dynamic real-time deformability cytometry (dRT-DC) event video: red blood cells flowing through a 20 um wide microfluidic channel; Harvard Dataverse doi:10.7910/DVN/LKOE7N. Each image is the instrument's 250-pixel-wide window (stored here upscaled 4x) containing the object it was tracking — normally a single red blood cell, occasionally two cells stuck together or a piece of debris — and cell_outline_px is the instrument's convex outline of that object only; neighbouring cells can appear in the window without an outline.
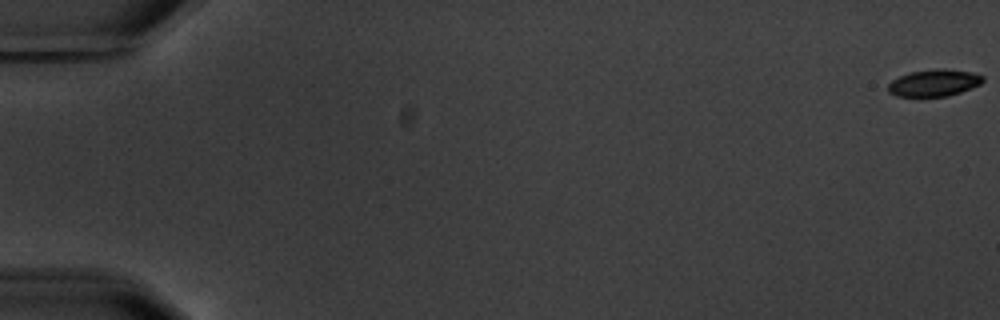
{"species": "common noctule bat (a hibernating species)", "species_latin": "Nyctalus noctula", "temperature_condition": "warm", "stored_images_in_passage": 8, "camera_frame_rate_fps": 3000, "um_per_image_px": 0.085, "animal": {"sex": "male", "body_mass_g": 20.1, "forearm_length_mm": 53.5}, "frame": {"image": 1, "passage_image": 1, "time_ms": 0.0, "image_size_px": [1000, 320], "cell_outline_px": [[984, 80], [980, 84], [972, 88], [948, 96], [896, 96], [888, 92], [888, 84], [892, 80], [900, 76], [912, 72], [936, 68], [944, 68], [972, 72], [984, 76]], "centroid_in_image_um": [79.41, 7.04], "position_along_channel_um": 5.6, "area_um2": 14.85}}
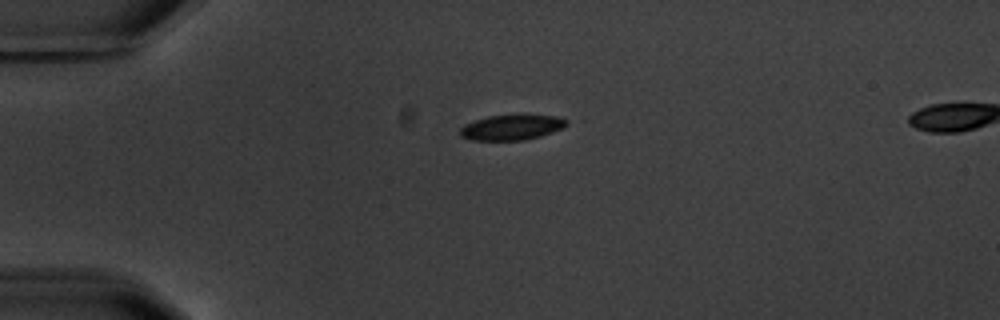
{"frame": {"image": 2, "passage_image": 5, "time_ms": 5.0, "image_size_px": [1000, 320], "cell_outline_px": [[568, 124], [564, 128], [540, 136], [524, 140], [472, 140], [460, 136], [460, 128], [464, 124], [488, 116], [520, 112], [560, 116], [568, 120]], "centroid_in_image_um": [43.56, 10.77], "position_along_channel_um": 41.4, "area_um2": 16.47}}
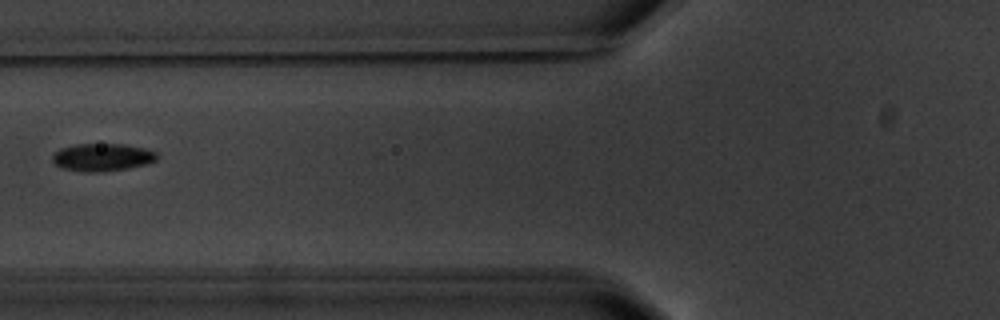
{"frame": {"image": 3, "passage_image": 7, "time_ms": 8.0, "image_size_px": [1000, 320], "cell_outline_px": [[160, 156], [156, 160], [148, 164], [128, 168], [100, 172], [84, 172], [64, 168], [56, 164], [52, 160], [52, 156], [60, 148], [72, 144], [124, 144], [144, 148], [156, 152]], "centroid_in_image_um": [8.72, 13.36], "position_along_channel_um": 117.1, "area_um2": 16.94}}